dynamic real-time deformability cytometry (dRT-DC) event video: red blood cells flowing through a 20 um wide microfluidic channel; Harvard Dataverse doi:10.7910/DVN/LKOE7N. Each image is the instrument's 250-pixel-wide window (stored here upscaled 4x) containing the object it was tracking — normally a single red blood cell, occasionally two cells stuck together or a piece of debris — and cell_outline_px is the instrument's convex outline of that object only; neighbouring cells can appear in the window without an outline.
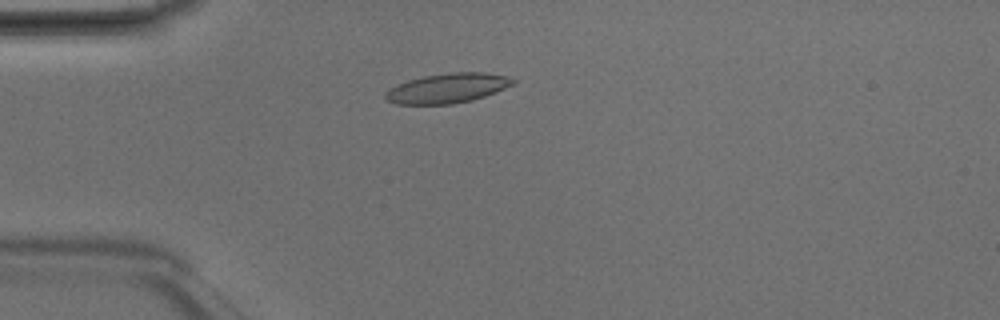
{"species": "Egyptian fruit bat (a non-hibernating species)", "species_latin": "Rousettus aegyptiacus", "temperature_condition": "room temperature", "stored_images_in_passage": 4, "camera_frame_rate_fps": 3000, "um_per_image_px": 0.085, "animal": {"sex": "male"}, "frame": {"image": 1, "passage_image": 3, "time_ms": 0.667, "image_size_px": [1000, 320], "cell_outline_px": [[516, 80], [512, 84], [496, 92], [472, 100], [452, 104], [396, 104], [384, 100], [384, 92], [396, 84], [408, 80], [424, 76], [448, 72], [484, 72], [508, 76]], "centroid_in_image_um": [37.99, 7.49], "position_along_channel_um": 47.0, "area_um2": 22.2}}